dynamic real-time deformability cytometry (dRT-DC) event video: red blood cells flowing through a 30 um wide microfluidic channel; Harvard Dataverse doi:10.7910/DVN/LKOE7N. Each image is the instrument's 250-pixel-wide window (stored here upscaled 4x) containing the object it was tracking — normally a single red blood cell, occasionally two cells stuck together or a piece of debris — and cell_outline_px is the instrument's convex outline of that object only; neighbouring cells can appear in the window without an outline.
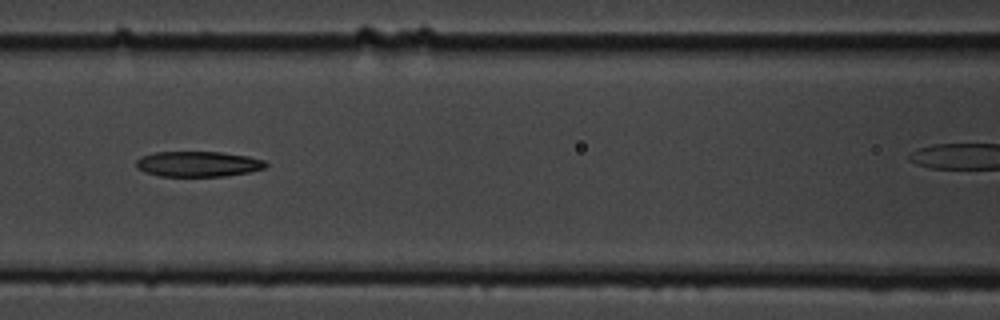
{"species": "common noctule bat (a hibernating species)", "species_latin": "Nyctalus noctula", "temperature_condition": "cold", "stored_images_in_passage": 24, "camera_frame_rate_fps": 3000, "um_per_image_px": 0.085, "animal": {"sex": "male", "body_mass_g": 19.5, "forearm_length_mm": 54.6}, "frame": {"image": 1, "passage_image": 11, "time_ms": 3.333, "image_size_px": [1000, 320], "cell_outline_px": [[268, 164], [264, 168], [248, 172], [224, 176], [160, 176], [144, 172], [136, 168], [136, 160], [140, 156], [156, 152], [220, 152], [248, 156], [264, 160]], "centroid_in_image_um": [16.8, 13.94], "position_along_channel_um": 149.8, "area_um2": 19.19}}
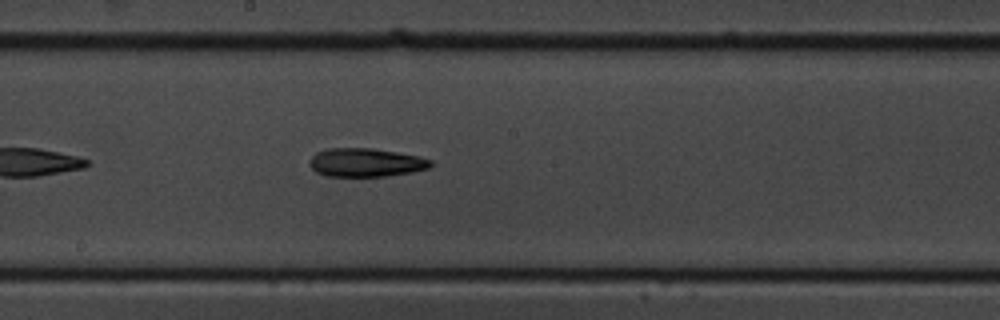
{"frame": {"image": 2, "passage_image": 17, "time_ms": 5.333, "image_size_px": [1000, 320], "cell_outline_px": [[432, 164], [428, 168], [412, 172], [388, 176], [328, 176], [316, 172], [308, 164], [312, 156], [316, 152], [328, 148], [372, 148], [420, 156], [432, 160]], "centroid_in_image_um": [31.09, 13.81], "position_along_channel_um": 217.1, "area_um2": 20.17}}
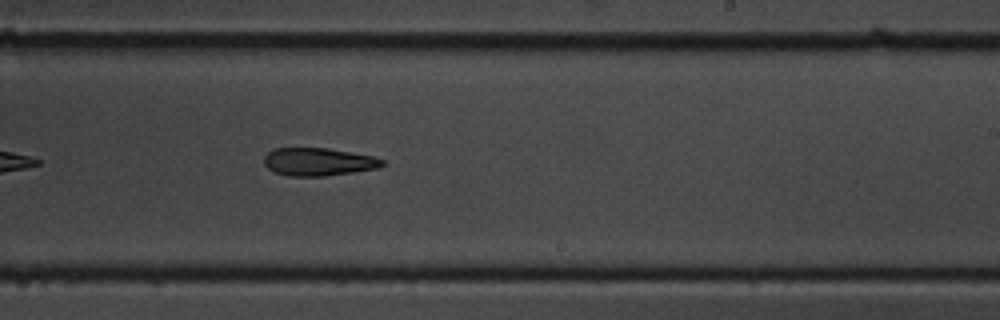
{"frame": {"image": 3, "passage_image": 21, "time_ms": 6.667, "image_size_px": [1000, 320], "cell_outline_px": [[384, 164], [380, 168], [324, 176], [288, 176], [272, 172], [264, 164], [264, 156], [272, 148], [328, 148], [372, 156], [384, 160]], "centroid_in_image_um": [27.03, 13.75], "position_along_channel_um": 262.0, "area_um2": 19.31}}